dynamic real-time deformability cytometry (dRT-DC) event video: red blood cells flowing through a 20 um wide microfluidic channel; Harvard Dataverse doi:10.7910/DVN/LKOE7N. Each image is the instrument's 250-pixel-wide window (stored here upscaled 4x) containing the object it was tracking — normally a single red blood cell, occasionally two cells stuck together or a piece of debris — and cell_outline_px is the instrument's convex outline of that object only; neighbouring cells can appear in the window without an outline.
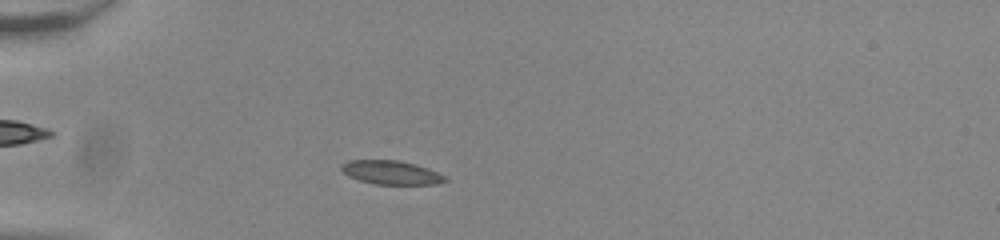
{"species": "common noctule bat (a hibernating species)", "species_latin": "Nyctalus noctula", "temperature_condition": "room temperature", "stored_images_in_passage": 42, "camera_frame_rate_fps": 3000, "um_per_image_px": 0.085, "animal": {"sex": "male", "body_mass_g": 20.0, "forearm_length_mm": 53.3}, "frame": {"image": 1, "passage_image": 4, "time_ms": 1.0, "image_size_px": [1000, 240], "cell_outline_px": [[448, 180], [436, 184], [372, 184], [348, 176], [340, 168], [340, 164], [348, 160], [400, 160], [416, 164], [428, 168], [448, 176]], "centroid_in_image_um": [33.27, 14.66], "position_along_channel_um": 51.7, "area_um2": 14.57}}
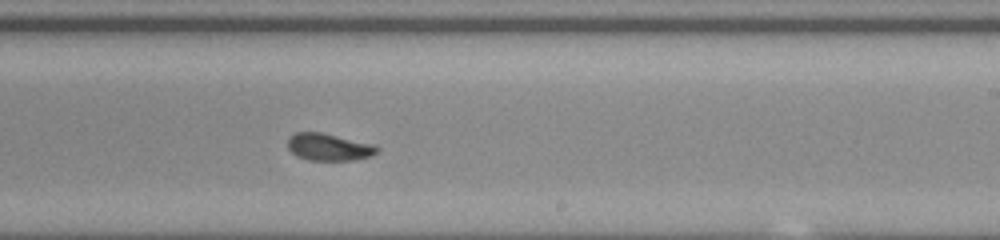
{"frame": {"image": 2, "passage_image": 22, "time_ms": 7.0, "image_size_px": [1000, 240], "cell_outline_px": [[380, 148], [372, 156], [352, 160], [308, 160], [296, 156], [288, 148], [288, 136], [296, 132], [320, 132], [376, 144]], "centroid_in_image_um": [27.96, 12.49], "position_along_channel_um": 261.0, "area_um2": 14.28}}
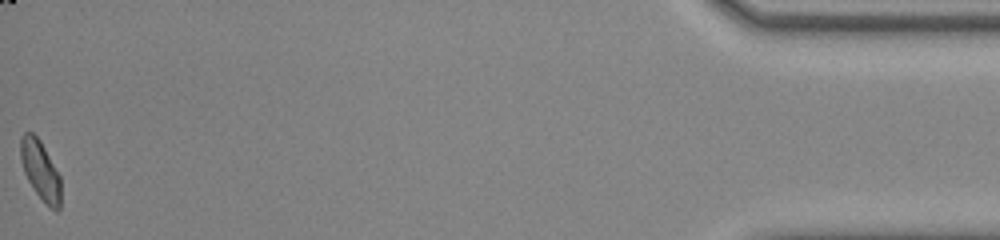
{"frame": {"image": 3, "passage_image": 42, "time_ms": 13.667, "image_size_px": [1000, 240], "cell_outline_px": [[60, 208], [56, 212], [36, 192], [28, 180], [24, 172], [20, 160], [20, 136], [24, 132], [32, 132], [40, 140], [60, 176]], "centroid_in_image_um": [3.41, 14.43], "position_along_channel_um": 431.8, "area_um2": 13.7}, "authors_computed_cell_mechanics": {"area_um2": 14.2477, "velocity_mm_per_s": 3.8381, "shape_relaxation_time_tau1_ms": 6.3909, "shape_relaxation_time_tau2_ms": 0.9785, "deformation_change_tau1": 0.1358, "deformation_change_tau2": 0.0424}}